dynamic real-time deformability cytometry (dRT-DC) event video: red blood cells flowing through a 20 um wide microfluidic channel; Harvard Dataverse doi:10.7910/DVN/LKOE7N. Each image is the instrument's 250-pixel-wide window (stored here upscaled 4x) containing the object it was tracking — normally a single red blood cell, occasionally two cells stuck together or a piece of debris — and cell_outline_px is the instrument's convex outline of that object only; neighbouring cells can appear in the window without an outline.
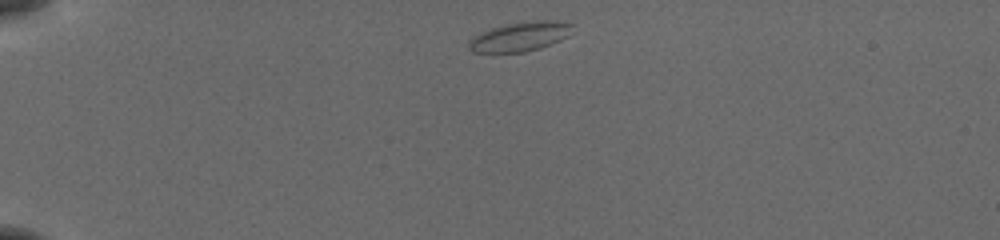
{"species": "common noctule bat (a hibernating species)", "species_latin": "Nyctalus noctula", "temperature_condition": "cold", "stored_images_in_passage": 41, "camera_frame_rate_fps": 3000, "um_per_image_px": 0.085, "animal": {"sex": "female", "body_mass_g": 19.5, "forearm_length_mm": 54.1}, "frame": {"image": 1, "passage_image": 1, "time_ms": 0.0, "image_size_px": [1000, 240], "cell_outline_px": [[572, 24], [568, 36], [560, 40], [540, 48], [524, 52], [472, 52], [468, 48], [468, 44], [480, 32], [492, 28], [508, 24], [536, 20], [556, 20]], "centroid_in_image_um": [44.21, 3.11], "position_along_channel_um": 40.8, "area_um2": 17.4}}
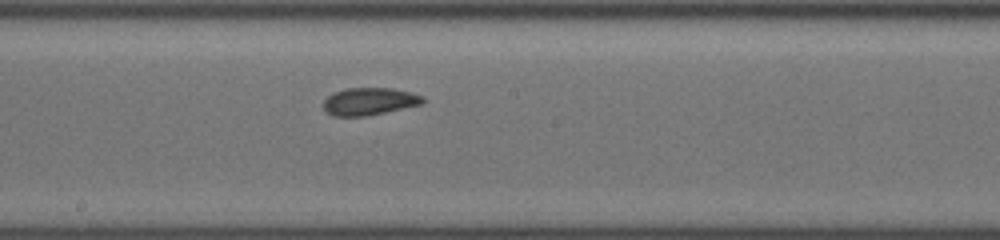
{"frame": {"image": 2, "passage_image": 19, "time_ms": 6.0, "image_size_px": [1000, 240], "cell_outline_px": [[424, 104], [364, 116], [336, 116], [328, 112], [324, 108], [324, 100], [332, 92], [344, 88], [392, 88], [412, 92], [424, 96]], "centroid_in_image_um": [31.42, 8.6], "position_along_channel_um": 216.8, "area_um2": 15.9}}
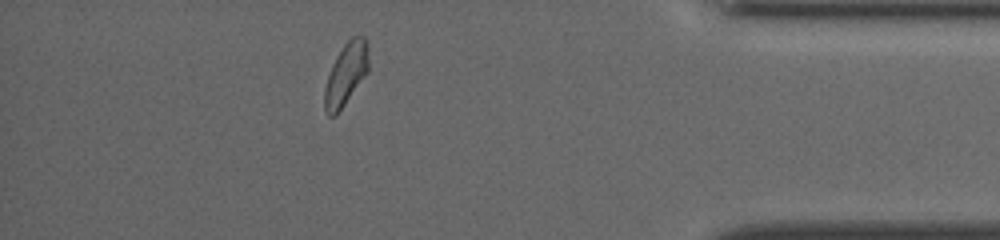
{"frame": {"image": 3, "passage_image": 36, "time_ms": 11.667, "image_size_px": [1000, 240], "cell_outline_px": [[368, 72], [336, 116], [328, 116], [324, 108], [324, 88], [332, 64], [336, 56], [344, 44], [352, 36], [364, 36], [368, 40]], "centroid_in_image_um": [29.41, 6.29], "position_along_channel_um": 405.8, "area_um2": 16.13}, "authors_computed_cell_mechanics": {"area_um2": 16.1262, "velocity_mm_per_s": 3.8706, "shape_relaxation_time_tau1_ms": null, "shape_relaxation_time_tau2_ms": 1.9678, "deformation_change_tau1": null, "deformation_change_tau2": 0.0512}}